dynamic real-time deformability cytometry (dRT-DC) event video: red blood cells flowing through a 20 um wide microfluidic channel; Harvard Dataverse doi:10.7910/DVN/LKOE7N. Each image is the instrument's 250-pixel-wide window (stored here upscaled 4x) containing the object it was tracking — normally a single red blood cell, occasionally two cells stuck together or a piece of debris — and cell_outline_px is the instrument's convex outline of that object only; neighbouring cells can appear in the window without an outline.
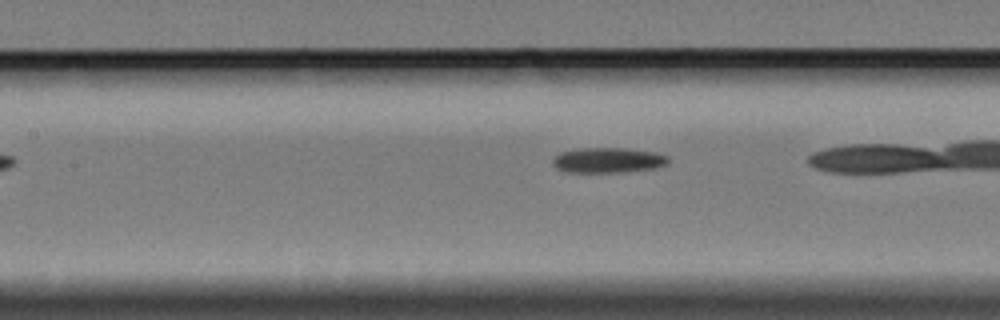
{"species": "Egyptian fruit bat (a non-hibernating species)", "species_latin": "Rousettus aegyptiacus", "temperature_condition": "cold", "stored_images_in_passage": 14, "camera_frame_rate_fps": 3000, "um_per_image_px": 0.085, "animal": {"sex": "female"}, "frame": {"image": 1, "passage_image": 11, "time_ms": 3.333, "image_size_px": [1000, 320], "cell_outline_px": [[668, 164], [656, 168], [624, 172], [564, 172], [556, 168], [552, 164], [552, 160], [560, 152], [576, 148], [624, 148], [656, 152], [668, 156]], "centroid_in_image_um": [51.67, 13.62], "position_along_channel_um": 155.7, "area_um2": 17.17}}